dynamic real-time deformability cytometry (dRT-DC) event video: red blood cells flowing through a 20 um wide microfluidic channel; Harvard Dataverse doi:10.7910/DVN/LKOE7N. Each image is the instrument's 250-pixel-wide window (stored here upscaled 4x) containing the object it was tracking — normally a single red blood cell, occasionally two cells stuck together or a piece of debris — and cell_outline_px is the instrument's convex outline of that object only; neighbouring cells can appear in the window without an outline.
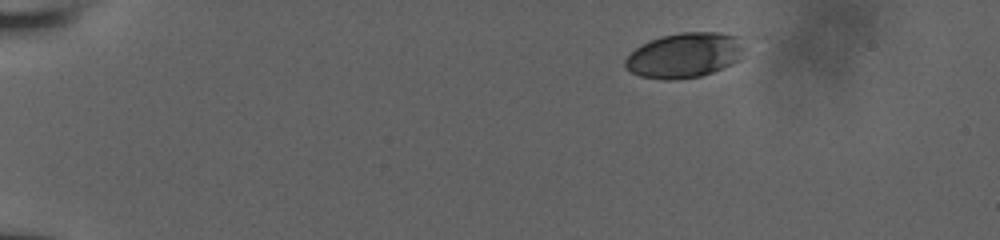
{"species": "human", "species_latin": "Homo sapiens", "temperature_condition": "room temperature", "stored_images_in_passage": 33, "camera_frame_rate_fps": 3000, "um_per_image_px": 0.085, "donor": {"sex": "male"}, "frame": {"image": 1, "passage_image": 1, "time_ms": 0.0, "image_size_px": [1000, 240], "cell_outline_px": [[756, 36], [740, 60], [732, 64], [712, 72], [700, 76], [676, 80], [664, 80], [640, 76], [624, 68], [624, 60], [640, 44], [660, 36], [680, 32], [720, 32]], "centroid_in_image_um": [58.39, 4.64], "position_along_channel_um": 26.6, "area_um2": 32.89}}
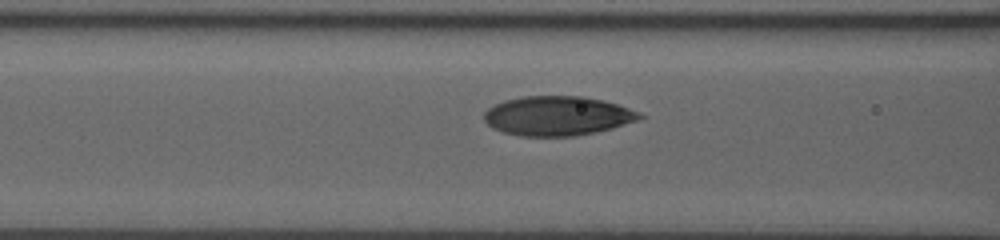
{"frame": {"image": 2, "passage_image": 23, "time_ms": 5.333, "image_size_px": [1000, 240], "cell_outline_px": [[648, 116], [612, 128], [572, 136], [520, 136], [504, 132], [488, 124], [484, 120], [484, 112], [488, 108], [504, 100], [524, 96], [584, 96], [604, 100], [640, 112]], "centroid_in_image_um": [47.39, 9.83], "position_along_channel_um": 119.2, "area_um2": 35.49}}
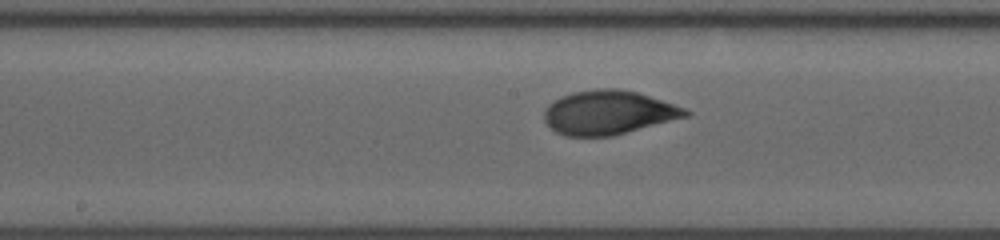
{"frame": {"image": 3, "passage_image": 32, "time_ms": 7.333, "image_size_px": [1000, 240], "cell_outline_px": [[692, 112], [688, 116], [612, 136], [568, 136], [556, 132], [548, 128], [544, 120], [544, 108], [548, 104], [560, 96], [572, 92], [600, 88], [616, 88], [636, 92], [684, 108]], "centroid_in_image_um": [51.65, 9.57], "position_along_channel_um": 196.6, "area_um2": 36.13}}